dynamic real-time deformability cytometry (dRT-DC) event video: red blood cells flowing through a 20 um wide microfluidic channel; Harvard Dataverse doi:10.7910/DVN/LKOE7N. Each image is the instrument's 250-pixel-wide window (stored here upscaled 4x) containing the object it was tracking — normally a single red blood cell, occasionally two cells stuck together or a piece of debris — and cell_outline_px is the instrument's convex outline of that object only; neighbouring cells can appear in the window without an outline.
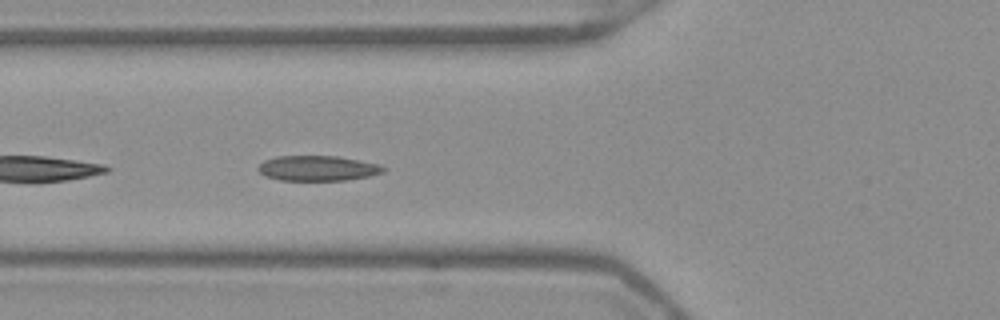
{"species": "Egyptian fruit bat (a non-hibernating species)", "species_latin": "Rousettus aegyptiacus", "temperature_condition": "warm", "stored_images_in_passage": 25, "camera_frame_rate_fps": 3000, "um_per_image_px": 0.085, "frame": {"image": 1, "passage_image": 4, "time_ms": 1.0, "image_size_px": [1000, 320], "cell_outline_px": [[388, 168], [384, 172], [368, 176], [344, 180], [280, 180], [264, 176], [256, 168], [264, 160], [276, 156], [340, 156], [380, 164]], "centroid_in_image_um": [27.01, 14.29], "position_along_channel_um": 98.8, "area_um2": 18.5}}
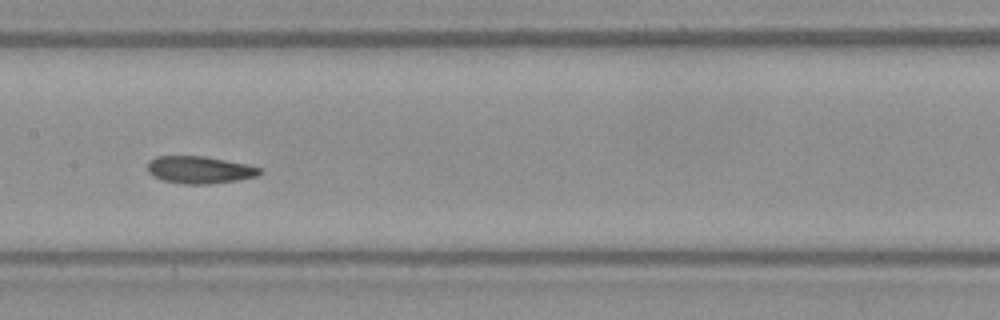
{"frame": {"image": 2, "passage_image": 11, "time_ms": 3.333, "image_size_px": [1000, 320], "cell_outline_px": [[264, 172], [256, 176], [236, 180], [208, 184], [184, 184], [164, 180], [152, 176], [148, 172], [148, 160], [156, 156], [204, 156], [248, 164], [260, 168]], "centroid_in_image_um": [16.95, 14.43], "position_along_channel_um": 190.4, "area_um2": 17.86}}
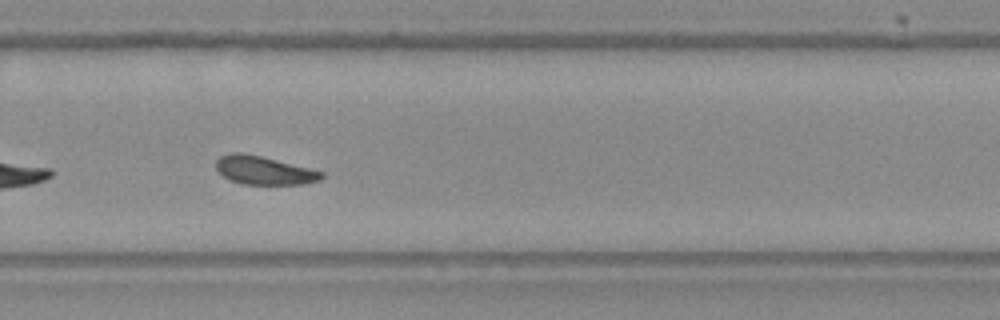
{"frame": {"image": 3, "passage_image": 20, "time_ms": 6.333, "image_size_px": [1000, 320], "cell_outline_px": [[324, 176], [320, 180], [304, 184], [244, 184], [228, 180], [216, 168], [216, 160], [220, 156], [228, 152], [244, 152], [324, 172]], "centroid_in_image_um": [22.4, 14.47], "position_along_channel_um": 307.4, "area_um2": 17.4}, "authors_computed_cell_mechanics": {"area_um2": 17.8602, "velocity_mm_per_s": 3.9169, "shape_relaxation_time_tau1_ms": 3.5425, "shape_relaxation_time_tau2_ms": 3.3995, "deformation_change_tau1": 0.0833, "deformation_change_tau2": 0.0806}}